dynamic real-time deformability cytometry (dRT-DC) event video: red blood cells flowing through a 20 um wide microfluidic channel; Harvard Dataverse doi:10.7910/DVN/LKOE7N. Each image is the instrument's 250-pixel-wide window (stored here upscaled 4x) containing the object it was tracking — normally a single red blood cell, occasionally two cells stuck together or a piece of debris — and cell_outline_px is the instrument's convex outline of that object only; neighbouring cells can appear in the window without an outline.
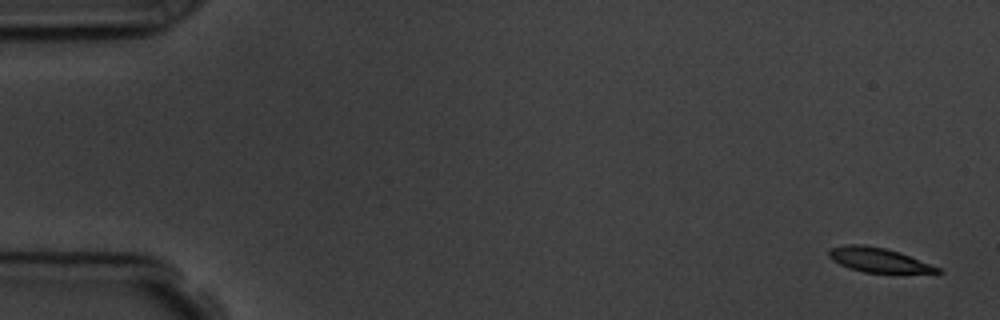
{"species": "common noctule bat (a hibernating species)", "species_latin": "Nyctalus noctula", "temperature_condition": "room temperature", "stored_images_in_passage": 6, "camera_frame_rate_fps": 3000, "um_per_image_px": 0.085, "animal": {"sex": "male", "body_mass_g": 19.5, "forearm_length_mm": 54.6}, "frame": {"image": 1, "passage_image": 1, "time_ms": 0.0, "image_size_px": [1000, 320], "cell_outline_px": [[940, 272], [864, 272], [848, 268], [832, 260], [828, 256], [828, 252], [832, 248], [848, 244], [864, 244], [884, 248], [900, 252], [940, 268]], "centroid_in_image_um": [74.6, 22.08], "position_along_channel_um": 10.4, "area_um2": 15.09}}
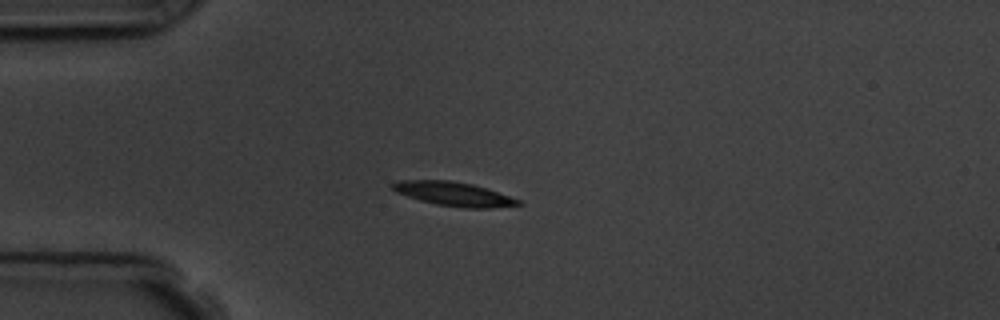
{"frame": {"image": 2, "passage_image": 5, "time_ms": 4.333, "image_size_px": [1000, 320], "cell_outline_px": [[524, 204], [492, 208], [464, 208], [436, 204], [420, 200], [396, 192], [388, 184], [396, 180], [452, 180], [472, 184], [520, 200]], "centroid_in_image_um": [38.51, 16.48], "position_along_channel_um": 46.5, "area_um2": 17.51}}